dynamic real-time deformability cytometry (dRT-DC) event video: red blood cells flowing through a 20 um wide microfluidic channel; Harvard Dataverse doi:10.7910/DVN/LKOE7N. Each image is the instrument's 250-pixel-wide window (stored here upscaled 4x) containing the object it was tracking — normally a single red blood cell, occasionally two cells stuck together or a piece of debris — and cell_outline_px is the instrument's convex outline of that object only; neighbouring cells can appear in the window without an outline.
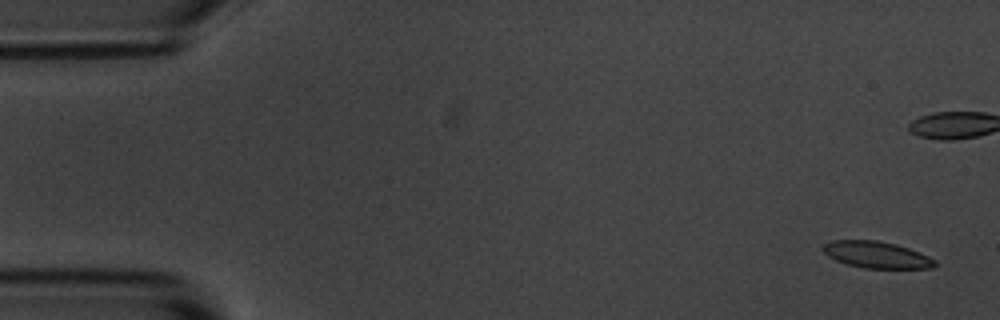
{"species": "common noctule bat (a hibernating species)", "species_latin": "Nyctalus noctula", "temperature_condition": "room temperature", "stored_images_in_passage": 3, "camera_frame_rate_fps": 3000, "um_per_image_px": 0.085, "animal": {"sex": "male", "body_mass_g": 20.1, "forearm_length_mm": 53.5}, "frame": {"image": 1, "passage_image": 1, "time_ms": 0.0, "image_size_px": [1000, 320], "cell_outline_px": [[936, 264], [932, 268], [864, 268], [848, 264], [836, 260], [828, 256], [820, 248], [824, 244], [832, 240], [876, 240], [896, 244], [920, 252], [936, 260]], "centroid_in_image_um": [74.5, 21.65], "position_along_channel_um": 10.5, "area_um2": 17.34}}